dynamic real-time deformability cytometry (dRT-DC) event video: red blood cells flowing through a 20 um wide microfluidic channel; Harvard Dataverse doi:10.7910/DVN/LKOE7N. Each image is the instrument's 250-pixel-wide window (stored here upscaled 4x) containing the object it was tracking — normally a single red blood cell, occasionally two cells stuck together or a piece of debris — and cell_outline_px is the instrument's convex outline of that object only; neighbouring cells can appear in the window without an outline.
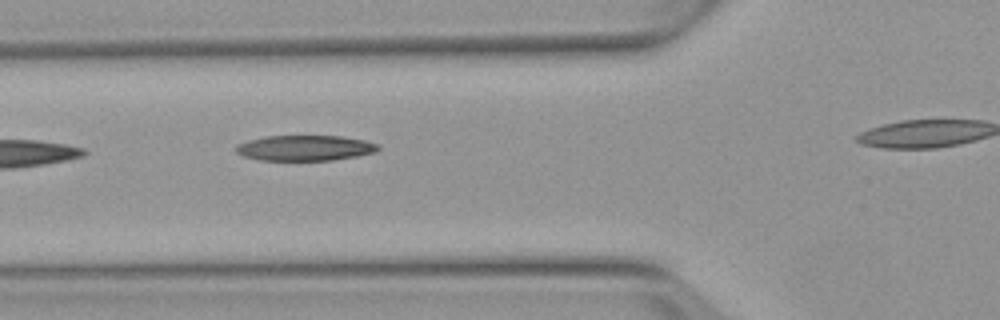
{"species": "Egyptian fruit bat (a non-hibernating species)", "species_latin": "Rousettus aegyptiacus", "temperature_condition": "warm", "stored_images_in_passage": 3, "segment_of_instrument_passage": [1, 2], "camera_frame_rate_fps": 3000, "um_per_image_px": 0.085, "animal": {"sex": "female"}, "frame": {"image": 1, "passage_image": 2, "time_ms": 1.333, "image_size_px": [1000, 320], "cell_outline_px": [[380, 148], [376, 152], [356, 156], [332, 160], [260, 160], [244, 156], [236, 152], [232, 148], [236, 144], [248, 140], [264, 136], [340, 136], [364, 140], [380, 144]], "centroid_in_image_um": [25.9, 12.57], "position_along_channel_um": 99.9, "area_um2": 21.21}}